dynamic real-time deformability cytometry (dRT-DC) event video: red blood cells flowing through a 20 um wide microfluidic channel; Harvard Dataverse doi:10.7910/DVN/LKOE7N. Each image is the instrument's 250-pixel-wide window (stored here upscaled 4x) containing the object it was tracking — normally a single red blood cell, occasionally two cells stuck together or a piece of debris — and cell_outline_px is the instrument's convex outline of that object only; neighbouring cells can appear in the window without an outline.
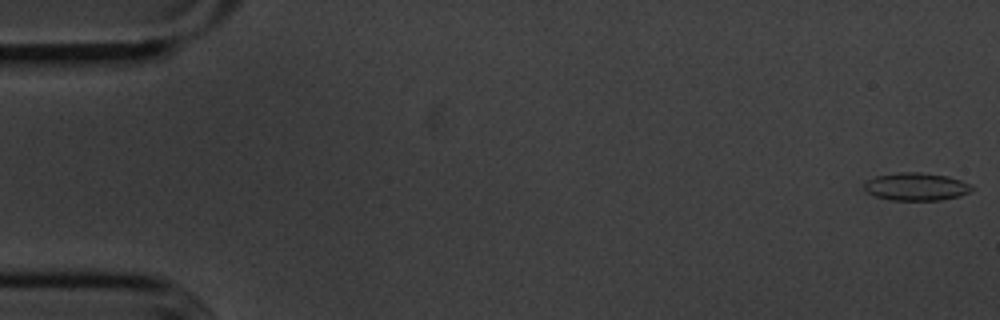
{"species": "common noctule bat (a hibernating species)", "species_latin": "Nyctalus noctula", "temperature_condition": "cold", "stored_images_in_passage": 55, "camera_frame_rate_fps": 3000, "um_per_image_px": 0.085, "animal": {"sex": "male", "body_mass_g": 20.1, "forearm_length_mm": 53.5}, "frame": {"image": 1, "passage_image": 1, "time_ms": 0.0, "image_size_px": [1000, 320], "cell_outline_px": [[972, 188], [968, 192], [960, 196], [940, 200], [892, 200], [876, 196], [868, 192], [864, 188], [864, 184], [868, 180], [876, 176], [900, 172], [920, 172], [948, 176], [972, 184]], "centroid_in_image_um": [77.89, 15.86], "position_along_channel_um": 7.1, "area_um2": 17.28}}
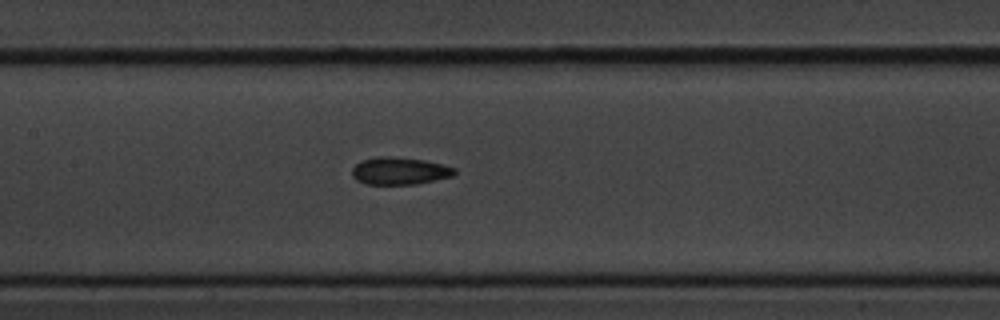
{"frame": {"image": 2, "passage_image": 26, "time_ms": 8.333, "image_size_px": [1000, 320], "cell_outline_px": [[456, 172], [452, 176], [416, 184], [364, 184], [356, 180], [352, 176], [352, 168], [356, 164], [364, 160], [380, 156], [388, 156], [424, 160], [456, 168]], "centroid_in_image_um": [33.94, 14.53], "position_along_channel_um": 173.5, "area_um2": 16.18}}
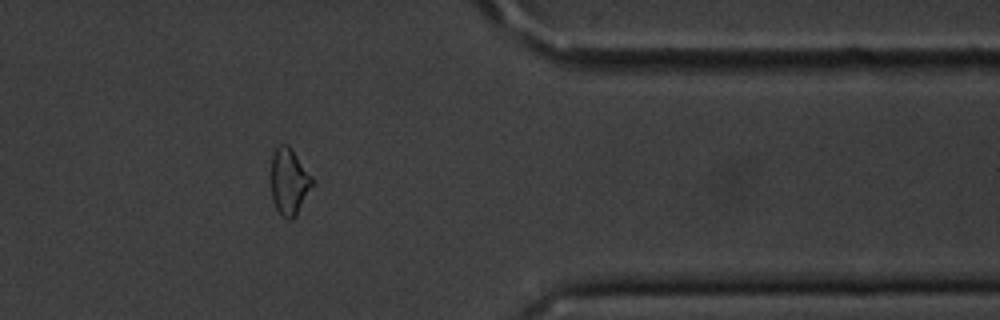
{"frame": {"image": 3, "passage_image": 45, "time_ms": 14.667, "image_size_px": [1000, 320], "cell_outline_px": [[316, 184], [296, 216], [292, 220], [288, 220], [280, 216], [272, 200], [272, 156], [276, 148], [280, 144], [288, 144], [316, 180]], "centroid_in_image_um": [24.64, 15.48], "position_along_channel_um": 386.8, "area_um2": 16.47}, "authors_computed_cell_mechanics": {"area_um2": 16.5886, "velocity_mm_per_s": 3.6317, "shape_relaxation_time_tau1_ms": 2.9289, "shape_relaxation_time_tau2_ms": 8.8736, "deformation_change_tau1": 0.0873, "deformation_change_tau2": 0.1517}}